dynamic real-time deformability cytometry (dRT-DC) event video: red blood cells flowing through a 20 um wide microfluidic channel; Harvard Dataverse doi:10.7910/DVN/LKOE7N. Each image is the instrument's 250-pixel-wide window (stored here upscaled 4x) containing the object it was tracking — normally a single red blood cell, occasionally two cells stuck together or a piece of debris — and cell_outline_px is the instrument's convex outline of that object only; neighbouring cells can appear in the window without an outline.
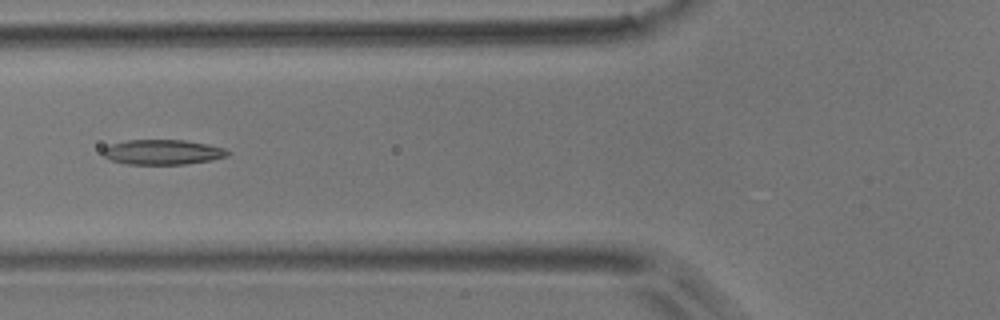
{"species": "common noctule bat (a hibernating species)", "species_latin": "Nyctalus noctula", "temperature_condition": "room temperature", "stored_images_in_passage": 8, "camera_frame_rate_fps": 3000, "um_per_image_px": 0.085, "animal": {"sex": "male", "body_mass_g": 17.9}, "frame": {"image": 1, "passage_image": 5, "time_ms": 4.667, "image_size_px": [1000, 320], "cell_outline_px": [[232, 152], [228, 156], [212, 160], [184, 164], [128, 164], [112, 160], [104, 156], [100, 152], [104, 148], [112, 144], [128, 140], [184, 140], [208, 144], [224, 148]], "centroid_in_image_um": [13.86, 12.93], "position_along_channel_um": 111.9, "area_um2": 18.15}}
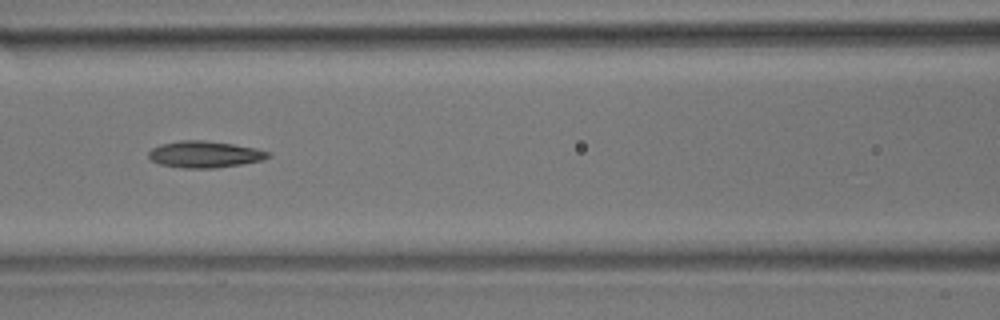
{"frame": {"image": 2, "passage_image": 6, "time_ms": 5.667, "image_size_px": [1000, 320], "cell_outline_px": [[272, 156], [264, 160], [216, 168], [184, 168], [160, 164], [152, 160], [148, 156], [148, 152], [152, 148], [160, 144], [180, 140], [204, 140], [232, 144], [256, 148], [268, 152]], "centroid_in_image_um": [17.4, 13.11], "position_along_channel_um": 149.2, "area_um2": 18.5}}
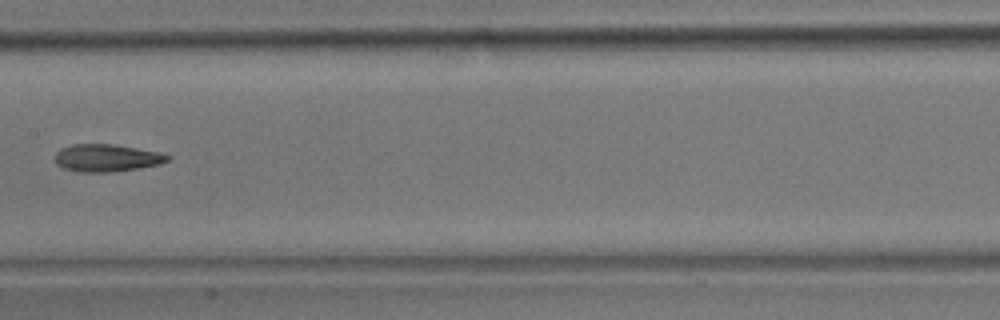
{"frame": {"image": 3, "passage_image": 7, "time_ms": 7.0, "image_size_px": [1000, 320], "cell_outline_px": [[172, 156], [168, 160], [160, 164], [136, 168], [108, 172], [76, 172], [64, 168], [56, 164], [56, 152], [60, 148], [72, 144], [112, 144], [136, 148], [156, 152]], "centroid_in_image_um": [9.02, 13.42], "position_along_channel_um": 198.4, "area_um2": 17.8}}